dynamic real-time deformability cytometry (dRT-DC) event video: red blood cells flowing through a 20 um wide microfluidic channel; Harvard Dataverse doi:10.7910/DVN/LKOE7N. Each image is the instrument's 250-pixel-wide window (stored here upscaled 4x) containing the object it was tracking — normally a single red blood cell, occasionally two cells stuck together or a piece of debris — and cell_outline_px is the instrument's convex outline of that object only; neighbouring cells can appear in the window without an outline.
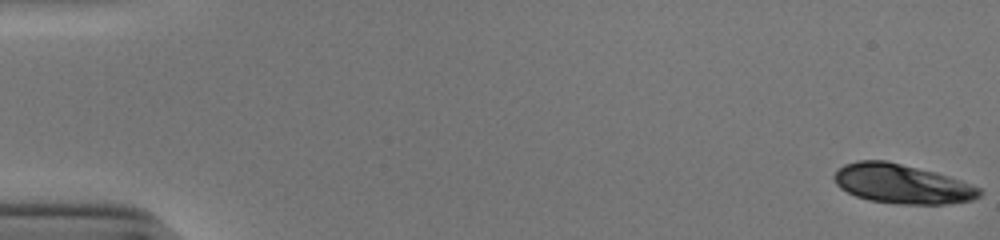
{"species": "human", "species_latin": "Homo sapiens", "temperature_condition": "cold", "stored_images_in_passage": 52, "camera_frame_rate_fps": 3000, "um_per_image_px": 0.085, "donor": {"sex": "male"}, "frame": {"image": 1, "passage_image": 1, "time_ms": 0.0, "image_size_px": [1000, 240], "cell_outline_px": [[980, 196], [972, 200], [944, 204], [900, 204], [868, 200], [856, 196], [840, 188], [836, 184], [832, 176], [844, 164], [856, 160], [884, 160], [948, 176], [960, 180], [980, 188]], "centroid_in_image_um": [76.62, 15.64], "position_along_channel_um": 8.4, "area_um2": 32.95}}
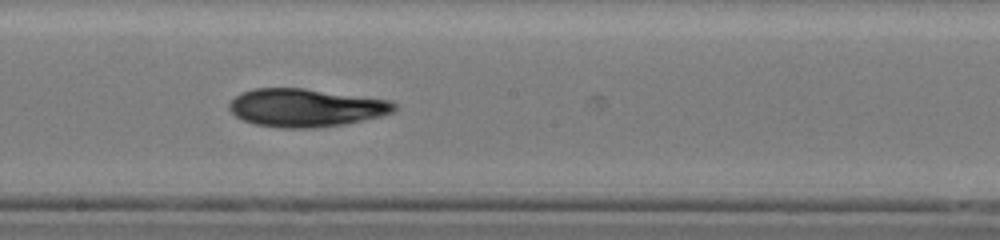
{"frame": {"image": 2, "passage_image": 30, "time_ms": 9.667, "image_size_px": [1000, 240], "cell_outline_px": [[396, 108], [392, 112], [380, 116], [344, 124], [312, 128], [280, 128], [256, 124], [244, 120], [236, 116], [228, 108], [228, 104], [240, 92], [256, 88], [304, 88], [392, 100], [396, 104]], "centroid_in_image_um": [25.99, 9.15], "position_along_channel_um": 222.2, "area_um2": 36.59}}
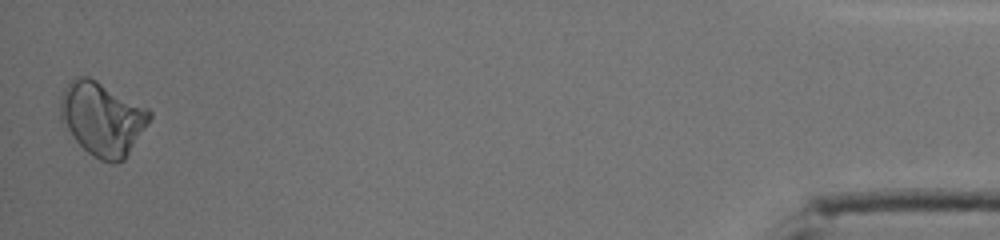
{"frame": {"image": 3, "passage_image": 52, "time_ms": 17.0, "image_size_px": [1000, 240], "cell_outline_px": [[152, 116], [148, 124], [124, 160], [116, 164], [112, 164], [100, 160], [92, 156], [72, 136], [60, 120], [60, 100], [64, 88], [76, 76], [88, 76], [96, 80], [148, 108], [152, 112]], "centroid_in_image_um": [8.7, 10.1], "position_along_channel_um": 426.5, "area_um2": 38.15}, "authors_computed_cell_mechanics": {"area_um2": 35.4603, "velocity_mm_per_s": 3.9165, "shape_relaxation_time_tau1_ms": 3.9999, "shape_relaxation_time_tau2_ms": null, "deformation_change_tau1": 0.1057, "deformation_change_tau2": null}}